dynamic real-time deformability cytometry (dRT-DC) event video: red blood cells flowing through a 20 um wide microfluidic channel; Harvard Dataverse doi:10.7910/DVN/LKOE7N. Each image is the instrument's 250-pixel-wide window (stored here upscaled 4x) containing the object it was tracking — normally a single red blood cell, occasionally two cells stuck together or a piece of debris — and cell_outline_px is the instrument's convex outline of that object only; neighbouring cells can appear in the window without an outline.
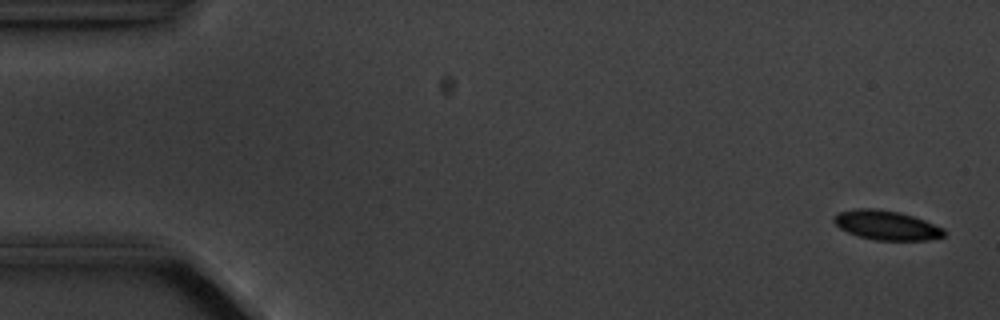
{"species": "common noctule bat (a hibernating species)", "species_latin": "Nyctalus noctula", "temperature_condition": "cold", "stored_images_in_passage": 4, "camera_frame_rate_fps": 3000, "um_per_image_px": 0.085, "animal": {"sex": "male", "body_mass_g": 20.1, "forearm_length_mm": 53.5}, "frame": {"image": 1, "passage_image": 1, "time_ms": 0.0, "image_size_px": [1000, 320], "cell_outline_px": [[944, 236], [928, 240], [876, 240], [860, 236], [848, 232], [840, 228], [832, 220], [832, 216], [840, 212], [856, 208], [876, 208], [900, 212], [924, 220], [944, 228]], "centroid_in_image_um": [75.33, 19.13], "position_along_channel_um": 9.7, "area_um2": 18.79}}
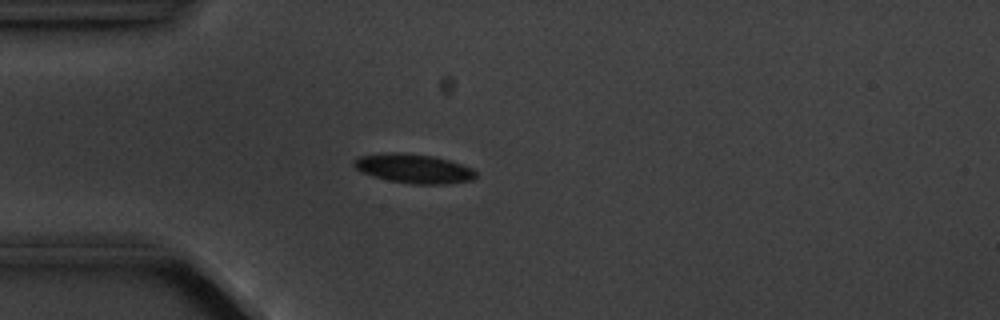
{"frame": {"image": 2, "passage_image": 4, "time_ms": 4.333, "image_size_px": [1000, 320], "cell_outline_px": [[476, 176], [472, 180], [444, 184], [416, 184], [388, 180], [360, 172], [352, 164], [360, 156], [384, 152], [404, 152], [436, 156], [472, 168], [476, 172]], "centroid_in_image_um": [35.16, 14.31], "position_along_channel_um": 49.8, "area_um2": 20.75}}